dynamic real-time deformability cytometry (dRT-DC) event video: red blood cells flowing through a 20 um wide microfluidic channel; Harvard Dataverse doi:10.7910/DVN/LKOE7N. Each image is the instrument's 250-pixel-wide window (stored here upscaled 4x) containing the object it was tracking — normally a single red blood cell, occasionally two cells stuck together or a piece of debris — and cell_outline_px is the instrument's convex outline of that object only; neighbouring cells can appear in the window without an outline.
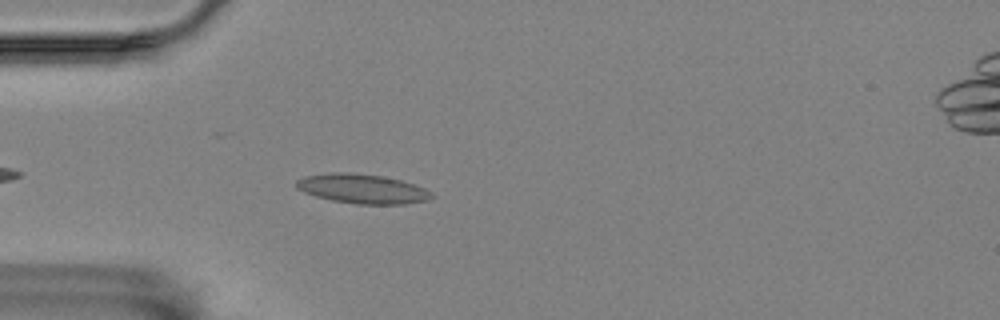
{"species": "Egyptian fruit bat (a non-hibernating species)", "species_latin": "Rousettus aegyptiacus", "temperature_condition": "room temperature", "stored_images_in_passage": 31, "camera_frame_rate_fps": 3000, "um_per_image_px": 0.085, "animal": {"sex": "female"}, "frame": {"image": 1, "passage_image": 6, "time_ms": 1.667, "image_size_px": [1000, 320], "cell_outline_px": [[436, 196], [428, 200], [404, 204], [356, 204], [332, 200], [316, 196], [304, 192], [296, 188], [296, 180], [304, 176], [332, 172], [352, 172], [380, 176], [400, 180], [424, 188], [432, 192]], "centroid_in_image_um": [30.79, 16.05], "position_along_channel_um": 54.2, "area_um2": 23.18}}
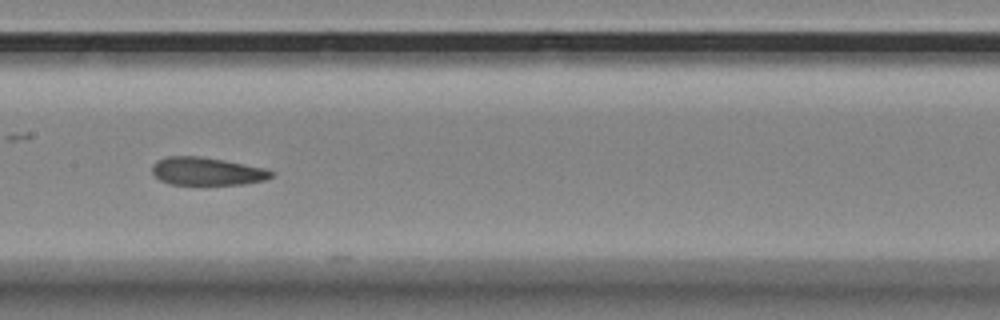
{"frame": {"image": 2, "passage_image": 18, "time_ms": 5.667, "image_size_px": [1000, 320], "cell_outline_px": [[272, 176], [264, 180], [244, 184], [168, 184], [160, 180], [152, 172], [152, 164], [156, 160], [168, 156], [200, 156], [224, 160], [264, 168], [272, 172]], "centroid_in_image_um": [17.53, 14.55], "position_along_channel_um": 189.9, "area_um2": 19.25}}
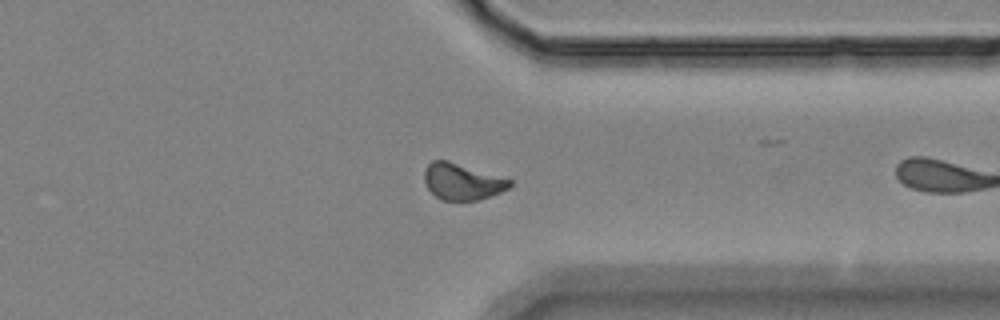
{"frame": {"image": 3, "passage_image": 30, "time_ms": 9.667, "image_size_px": [1000, 320], "cell_outline_px": [[512, 184], [508, 188], [500, 192], [480, 200], [444, 200], [436, 196], [428, 188], [424, 180], [424, 172], [428, 164], [432, 160], [448, 160], [512, 180]], "centroid_in_image_um": [39.28, 15.43], "position_along_channel_um": 372.1, "area_um2": 17.92}}